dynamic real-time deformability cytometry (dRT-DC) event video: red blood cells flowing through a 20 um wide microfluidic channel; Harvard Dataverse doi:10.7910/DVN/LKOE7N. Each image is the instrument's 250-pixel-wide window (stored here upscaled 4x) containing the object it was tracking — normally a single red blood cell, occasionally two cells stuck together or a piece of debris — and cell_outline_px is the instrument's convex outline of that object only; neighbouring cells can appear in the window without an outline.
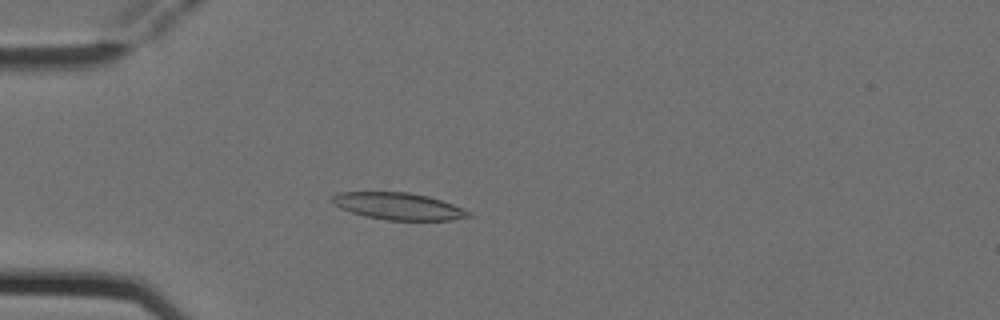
{"species": "Egyptian fruit bat (a non-hibernating species)", "species_latin": "Rousettus aegyptiacus", "temperature_condition": "cold", "stored_images_in_passage": 4, "camera_frame_rate_fps": 3000, "um_per_image_px": 0.085, "animal": {"sex": "female"}, "frame": {"image": 1, "passage_image": 4, "time_ms": 1.0, "image_size_px": [1000, 320], "cell_outline_px": [[472, 216], [452, 220], [388, 220], [364, 216], [340, 208], [332, 200], [332, 196], [340, 192], [408, 192], [428, 196], [464, 208], [472, 212]], "centroid_in_image_um": [33.91, 17.53], "position_along_channel_um": 51.1, "area_um2": 21.33}}